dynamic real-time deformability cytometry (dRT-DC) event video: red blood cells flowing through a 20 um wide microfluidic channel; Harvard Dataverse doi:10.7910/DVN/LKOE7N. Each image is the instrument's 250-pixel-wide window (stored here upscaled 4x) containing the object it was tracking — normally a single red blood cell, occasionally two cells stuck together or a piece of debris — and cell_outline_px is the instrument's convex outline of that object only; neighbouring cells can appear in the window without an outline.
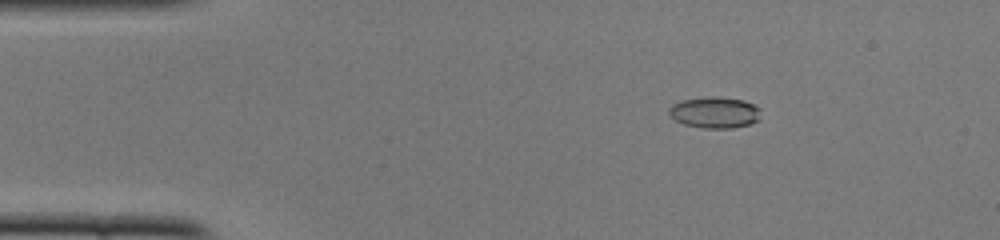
{"species": "common noctule bat (a hibernating species)", "species_latin": "Nyctalus noctula", "temperature_condition": "cold", "stored_images_in_passage": 49, "camera_frame_rate_fps": 3000, "um_per_image_px": 0.085, "animal": {"sex": "female", "body_mass_g": 22.0, "forearm_length_mm": 56.7}, "frame": {"image": 1, "passage_image": 6, "time_ms": 1.667, "image_size_px": [1000, 240], "cell_outline_px": [[760, 120], [748, 124], [732, 128], [704, 128], [684, 124], [668, 116], [668, 108], [672, 104], [680, 100], [712, 96], [716, 96], [744, 100], [760, 108]], "centroid_in_image_um": [60.73, 9.55], "position_along_channel_um": 24.3, "area_um2": 16.88}}
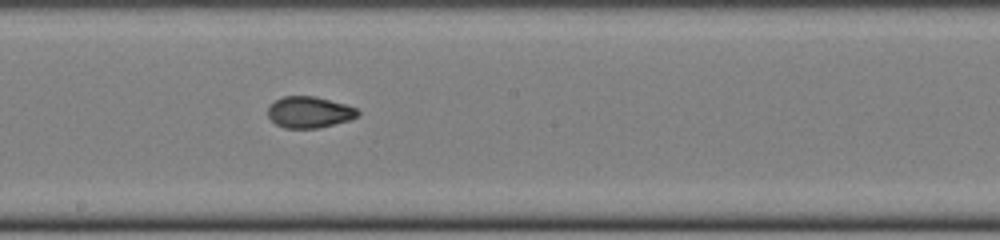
{"frame": {"image": 2, "passage_image": 26, "time_ms": 8.333, "image_size_px": [1000, 240], "cell_outline_px": [[360, 112], [356, 116], [348, 120], [320, 128], [284, 128], [276, 124], [268, 116], [268, 104], [284, 96], [316, 96], [344, 104], [356, 108]], "centroid_in_image_um": [26.26, 9.53], "position_along_channel_um": 221.9, "area_um2": 16.36}}
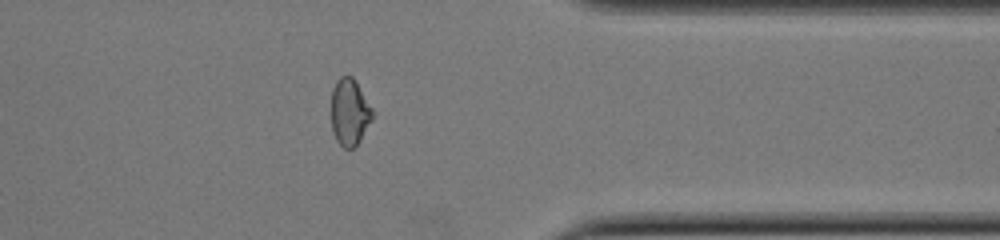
{"frame": {"image": 3, "passage_image": 39, "time_ms": 12.667, "image_size_px": [1000, 240], "cell_outline_px": [[376, 112], [372, 120], [360, 140], [352, 148], [344, 148], [336, 140], [332, 132], [332, 88], [336, 80], [340, 76], [352, 76], [356, 80]], "centroid_in_image_um": [29.75, 9.5], "position_along_channel_um": 381.7, "area_um2": 16.36}, "authors_computed_cell_mechanics": {"area_um2": 16.6464, "velocity_mm_per_s": 3.9354, "shape_relaxation_time_tau1_ms": 2.947, "shape_relaxation_time_tau2_ms": 1.8153, "deformation_change_tau1": 0.1462, "deformation_change_tau2": 0.0658}}